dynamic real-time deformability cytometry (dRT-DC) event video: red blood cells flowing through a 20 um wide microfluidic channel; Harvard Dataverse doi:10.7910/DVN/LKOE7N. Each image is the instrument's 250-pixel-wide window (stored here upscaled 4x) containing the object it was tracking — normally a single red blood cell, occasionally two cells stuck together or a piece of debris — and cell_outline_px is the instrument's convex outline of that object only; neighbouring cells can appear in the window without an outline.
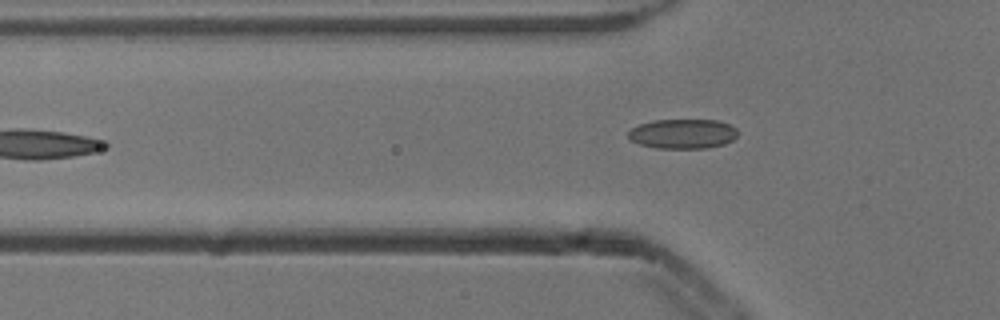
{"species": "common noctule bat (a hibernating species)", "species_latin": "Nyctalus noctula", "temperature_condition": "cold", "stored_images_in_passage": 6, "camera_frame_rate_fps": 3000, "um_per_image_px": 0.085, "animal": {"sex": "male", "body_mass_g": 13.3}, "frame": {"image": 1, "passage_image": 6, "time_ms": 1.667, "image_size_px": [1000, 320], "cell_outline_px": [[736, 136], [732, 140], [724, 144], [708, 148], [656, 148], [640, 144], [632, 140], [628, 136], [628, 132], [632, 128], [640, 124], [652, 120], [716, 120], [728, 124], [736, 128]], "centroid_in_image_um": [58.03, 11.37], "position_along_channel_um": 67.8, "area_um2": 18.79}}